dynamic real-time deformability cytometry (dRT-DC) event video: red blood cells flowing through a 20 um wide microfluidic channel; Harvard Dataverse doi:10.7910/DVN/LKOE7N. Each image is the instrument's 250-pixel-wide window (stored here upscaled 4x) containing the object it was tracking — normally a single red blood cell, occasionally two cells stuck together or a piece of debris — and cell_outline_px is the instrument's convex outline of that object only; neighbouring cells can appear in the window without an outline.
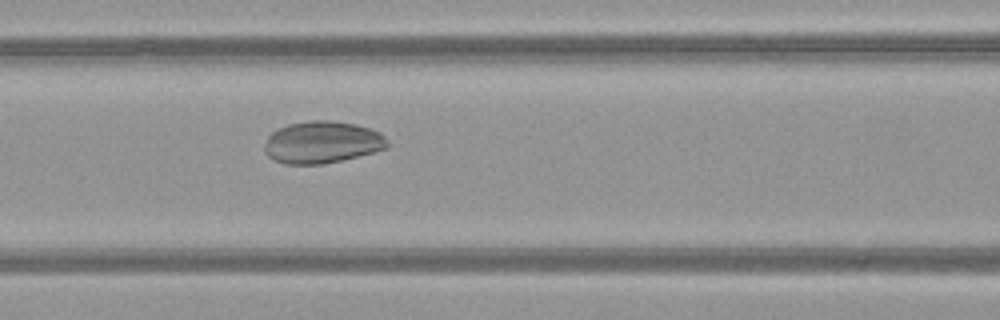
{"species": "common noctule bat (a hibernating species)", "species_latin": "Nyctalus noctula", "temperature_condition": "warm", "stored_images_in_passage": 50, "camera_frame_rate_fps": 3000, "um_per_image_px": 0.085, "animal": {"sex": "female", "body_mass_g": 21.9}, "frame": {"image": 1, "passage_image": 22, "time_ms": 7.0, "image_size_px": [1000, 320], "cell_outline_px": [[388, 144], [384, 148], [372, 152], [324, 164], [284, 164], [272, 160], [264, 152], [264, 144], [268, 136], [276, 128], [288, 124], [308, 120], [328, 120], [356, 124], [380, 132], [384, 136]], "centroid_in_image_um": [27.31, 12.08], "position_along_channel_um": 139.3, "area_um2": 30.11}}
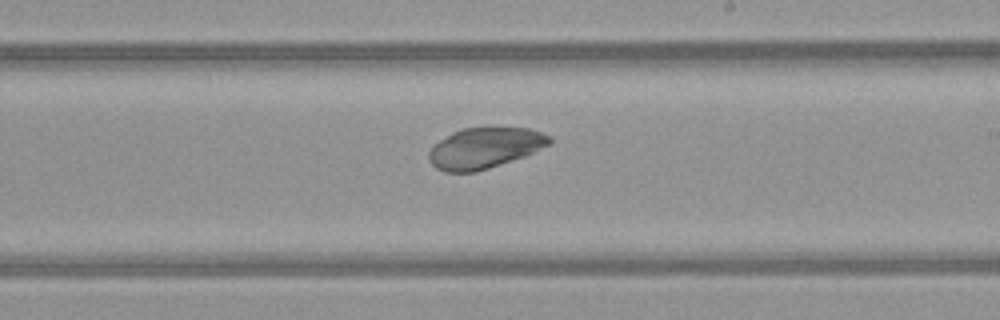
{"frame": {"image": 2, "passage_image": 30, "time_ms": 9.667, "image_size_px": [1000, 320], "cell_outline_px": [[552, 144], [524, 156], [476, 172], [444, 172], [436, 168], [428, 160], [428, 152], [432, 144], [452, 132], [460, 128], [528, 128], [552, 136]], "centroid_in_image_um": [41.17, 12.58], "position_along_channel_um": 247.8, "area_um2": 28.78}}
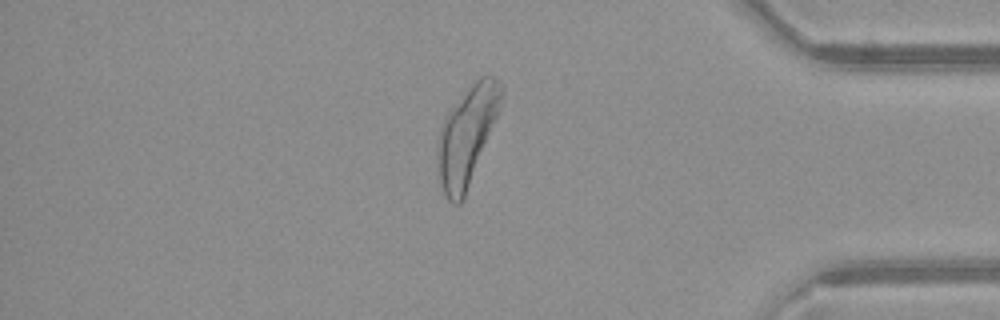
{"frame": {"image": 3, "passage_image": 43, "time_ms": 14.0, "image_size_px": [1000, 320], "cell_outline_px": [[504, 92], [500, 112], [464, 196], [460, 204], [452, 204], [444, 196], [440, 184], [436, 160], [436, 148], [440, 128], [444, 116], [468, 88], [480, 76], [496, 76], [504, 84]], "centroid_in_image_um": [39.7, 11.5], "position_along_channel_um": 395.5, "area_um2": 36.88}}